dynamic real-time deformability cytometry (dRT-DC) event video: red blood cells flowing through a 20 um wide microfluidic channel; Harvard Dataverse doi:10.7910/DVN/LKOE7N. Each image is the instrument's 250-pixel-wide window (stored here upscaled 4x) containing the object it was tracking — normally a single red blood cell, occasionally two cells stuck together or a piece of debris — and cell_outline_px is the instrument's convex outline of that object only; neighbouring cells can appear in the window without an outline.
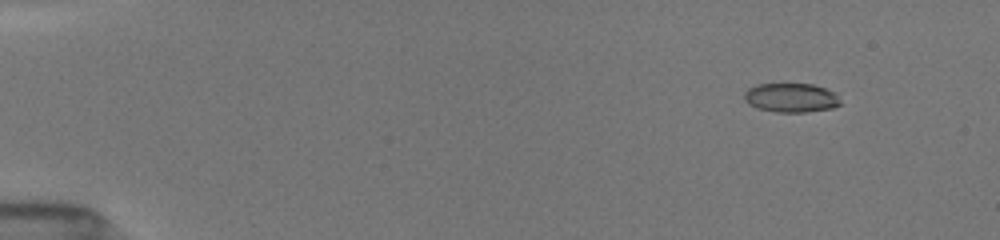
{"species": "common noctule bat (a hibernating species)", "species_latin": "Nyctalus noctula", "temperature_condition": "room temperature", "stored_images_in_passage": 9, "camera_frame_rate_fps": 3000, "um_per_image_px": 0.085, "animal": {"sex": "female", "body_mass_g": 19.5, "forearm_length_mm": 54.1}, "frame": {"image": 1, "passage_image": 3, "time_ms": 1.667, "image_size_px": [1000, 240], "cell_outline_px": [[840, 104], [832, 108], [808, 112], [776, 112], [756, 108], [748, 104], [744, 100], [744, 92], [748, 88], [756, 84], [812, 84], [836, 92], [840, 100]], "centroid_in_image_um": [67.22, 8.31], "position_along_channel_um": 17.8, "area_um2": 16.47}}
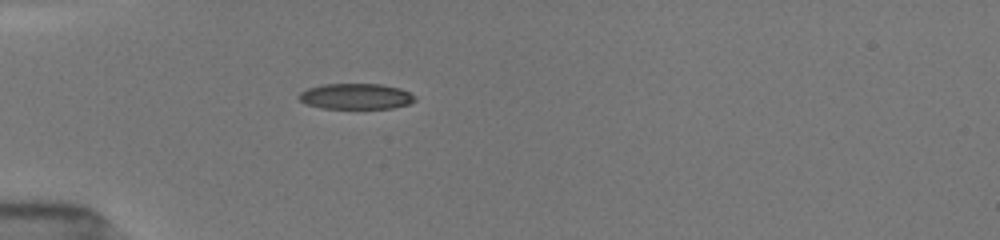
{"frame": {"image": 2, "passage_image": 9, "time_ms": 5.333, "image_size_px": [1000, 240], "cell_outline_px": [[416, 100], [408, 104], [392, 108], [324, 108], [308, 104], [300, 100], [296, 96], [300, 92], [308, 88], [324, 84], [380, 84], [400, 88], [416, 96]], "centroid_in_image_um": [30.26, 8.18], "position_along_channel_um": 54.7, "area_um2": 17.28}}